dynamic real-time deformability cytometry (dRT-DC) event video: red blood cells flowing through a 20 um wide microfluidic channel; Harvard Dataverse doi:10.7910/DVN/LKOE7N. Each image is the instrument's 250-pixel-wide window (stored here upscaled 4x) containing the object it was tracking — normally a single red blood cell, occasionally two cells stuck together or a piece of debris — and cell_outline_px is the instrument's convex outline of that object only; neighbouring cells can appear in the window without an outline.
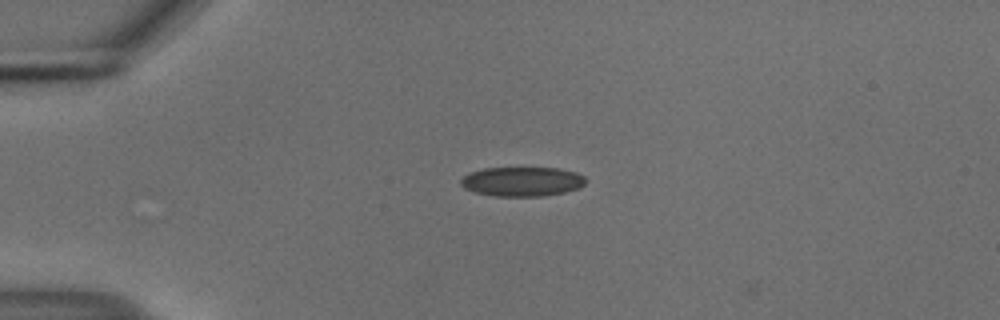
{"species": "common noctule bat (a hibernating species)", "species_latin": "Nyctalus noctula", "temperature_condition": "cold", "stored_images_in_passage": 45, "camera_frame_rate_fps": 3000, "um_per_image_px": 0.085, "animal": {"sex": "male", "body_mass_g": 18.8}, "frame": {"image": 1, "passage_image": 3, "time_ms": 0.667, "image_size_px": [1000, 320], "cell_outline_px": [[584, 184], [580, 188], [564, 192], [540, 196], [496, 196], [476, 192], [464, 188], [460, 184], [460, 180], [468, 172], [484, 168], [560, 168], [576, 172], [584, 176]], "centroid_in_image_um": [44.36, 15.42], "position_along_channel_um": 40.6, "area_um2": 21.39}}
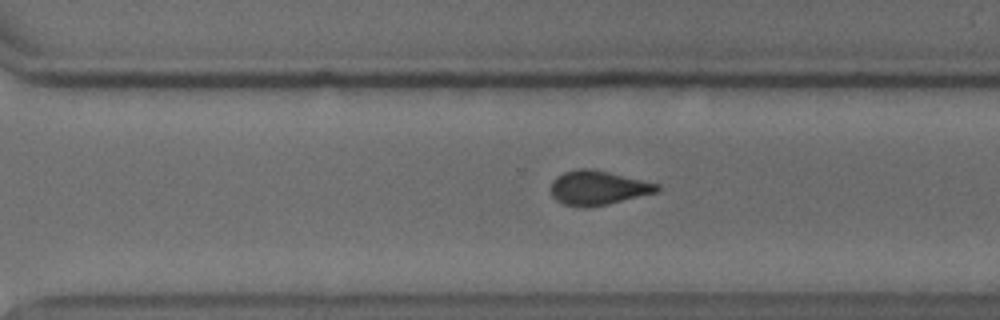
{"frame": {"image": 2, "passage_image": 28, "time_ms": 9.0, "image_size_px": [1000, 320], "cell_outline_px": [[660, 188], [656, 192], [608, 204], [588, 208], [576, 208], [560, 204], [552, 196], [548, 188], [552, 180], [556, 176], [564, 172], [576, 168], [592, 168], [660, 184]], "centroid_in_image_um": [50.74, 15.97], "position_along_channel_um": 319.9, "area_um2": 21.73}}
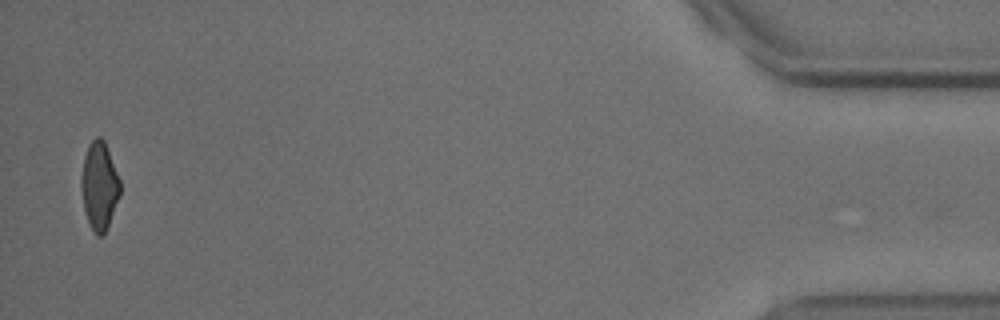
{"frame": {"image": 3, "passage_image": 43, "time_ms": 14.0, "image_size_px": [1000, 320], "cell_outline_px": [[120, 196], [108, 224], [104, 232], [100, 236], [96, 236], [88, 224], [84, 208], [80, 184], [80, 180], [84, 156], [88, 144], [96, 136], [100, 136], [104, 140], [120, 180]], "centroid_in_image_um": [8.42, 15.78], "position_along_channel_um": 426.8, "area_um2": 19.88}, "authors_computed_cell_mechanics": {"area_um2": 21.5016, "velocity_mm_per_s": 3.736, "shape_relaxation_time_tau1_ms": null, "shape_relaxation_time_tau2_ms": 2.1677, "deformation_change_tau1": null, "deformation_change_tau2": 0.0767}}